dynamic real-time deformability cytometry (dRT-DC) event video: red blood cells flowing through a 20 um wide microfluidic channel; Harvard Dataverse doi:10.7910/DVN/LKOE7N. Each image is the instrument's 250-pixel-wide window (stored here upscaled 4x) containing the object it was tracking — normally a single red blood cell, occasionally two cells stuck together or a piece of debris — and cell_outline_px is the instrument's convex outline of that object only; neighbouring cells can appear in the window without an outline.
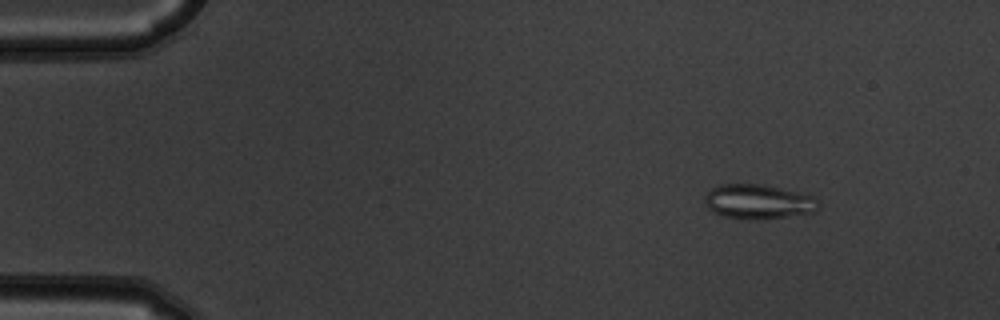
{"species": "common noctule bat (a hibernating species)", "species_latin": "Nyctalus noctula", "temperature_condition": "warm", "stored_images_in_passage": 4, "camera_frame_rate_fps": 3000, "um_per_image_px": 0.085, "animal": {"sex": "male", "body_mass_g": 19.5, "forearm_length_mm": 54.6}, "frame": {"image": 1, "passage_image": 1, "time_ms": 0.0, "image_size_px": [1000, 320], "cell_outline_px": [[820, 208], [812, 212], [784, 216], [748, 220], [724, 216], [708, 208], [704, 200], [704, 196], [712, 188], [720, 184], [764, 184], [816, 196], [820, 200]], "centroid_in_image_um": [64.49, 17.12], "position_along_channel_um": 20.5, "area_um2": 22.89}}
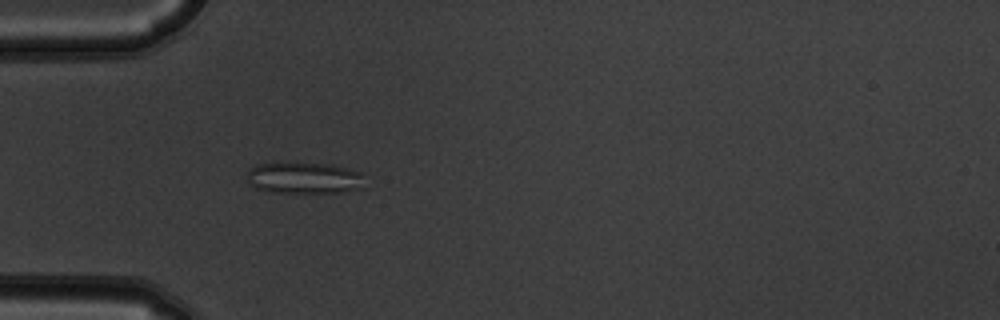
{"frame": {"image": 2, "passage_image": 4, "time_ms": 1.0, "image_size_px": [1000, 320], "cell_outline_px": [[364, 188], [340, 192], [264, 192], [256, 188], [248, 180], [248, 172], [252, 168], [260, 164], [332, 164], [360, 172]], "centroid_in_image_um": [25.88, 15.15], "position_along_channel_um": 59.1, "area_um2": 20.98}}